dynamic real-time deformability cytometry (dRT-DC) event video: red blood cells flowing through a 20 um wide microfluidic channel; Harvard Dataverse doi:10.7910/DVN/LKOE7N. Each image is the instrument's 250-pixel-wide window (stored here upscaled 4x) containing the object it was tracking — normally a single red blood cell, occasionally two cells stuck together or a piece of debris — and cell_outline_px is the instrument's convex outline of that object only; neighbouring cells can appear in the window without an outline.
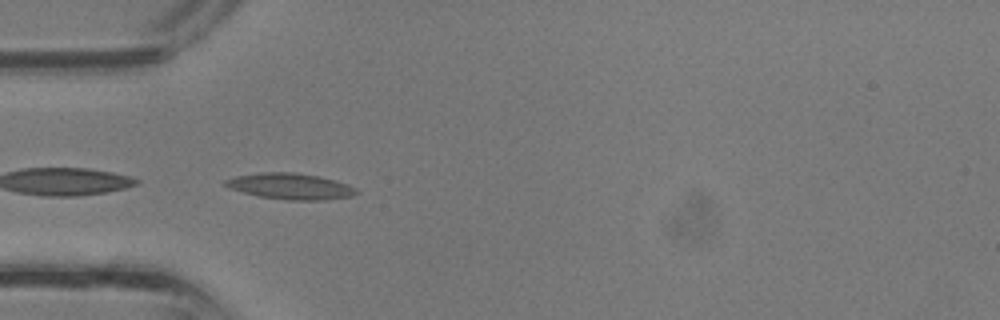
{"species": "common noctule bat (a hibernating species)", "species_latin": "Nyctalus noctula", "temperature_condition": "room temperature", "stored_images_in_passage": 27, "camera_frame_rate_fps": 3000, "um_per_image_px": 0.085, "animal": {"sex": "male", "body_mass_g": 13.3}, "frame": {"image": 1, "passage_image": 1, "time_ms": 0.0, "image_size_px": [1000, 320], "cell_outline_px": [[360, 192], [352, 196], [324, 200], [288, 200], [260, 196], [228, 188], [224, 184], [224, 180], [236, 176], [260, 172], [292, 172], [316, 176], [348, 184], [356, 188]], "centroid_in_image_um": [24.68, 15.84], "position_along_channel_um": 60.3, "area_um2": 19.71}}
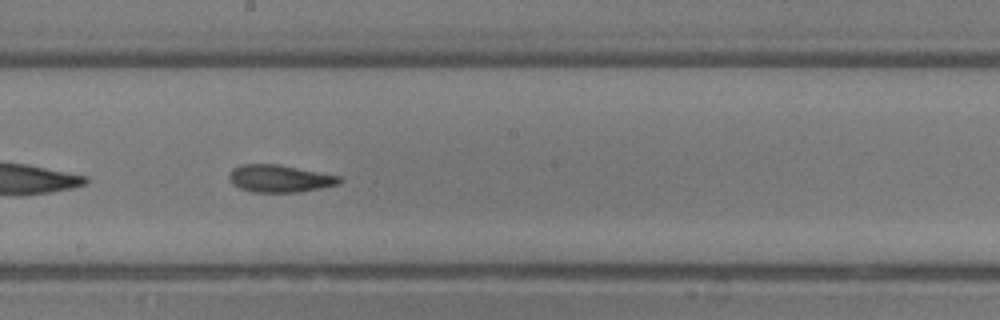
{"frame": {"image": 2, "passage_image": 10, "time_ms": 3.0, "image_size_px": [1000, 320], "cell_outline_px": [[344, 180], [336, 184], [320, 188], [300, 192], [252, 192], [240, 188], [232, 184], [228, 176], [232, 168], [244, 164], [276, 164], [340, 176]], "centroid_in_image_um": [23.74, 15.18], "position_along_channel_um": 224.5, "area_um2": 17.46}}
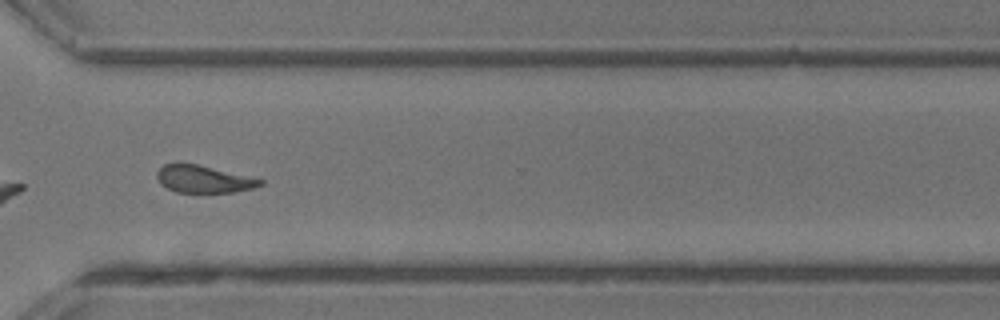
{"frame": {"image": 3, "passage_image": 17, "time_ms": 5.333, "image_size_px": [1000, 320], "cell_outline_px": [[264, 184], [252, 188], [232, 192], [176, 192], [160, 184], [156, 176], [156, 172], [164, 164], [196, 164], [264, 180]], "centroid_in_image_um": [17.28, 15.23], "position_along_channel_um": 353.3, "area_um2": 16.07}}